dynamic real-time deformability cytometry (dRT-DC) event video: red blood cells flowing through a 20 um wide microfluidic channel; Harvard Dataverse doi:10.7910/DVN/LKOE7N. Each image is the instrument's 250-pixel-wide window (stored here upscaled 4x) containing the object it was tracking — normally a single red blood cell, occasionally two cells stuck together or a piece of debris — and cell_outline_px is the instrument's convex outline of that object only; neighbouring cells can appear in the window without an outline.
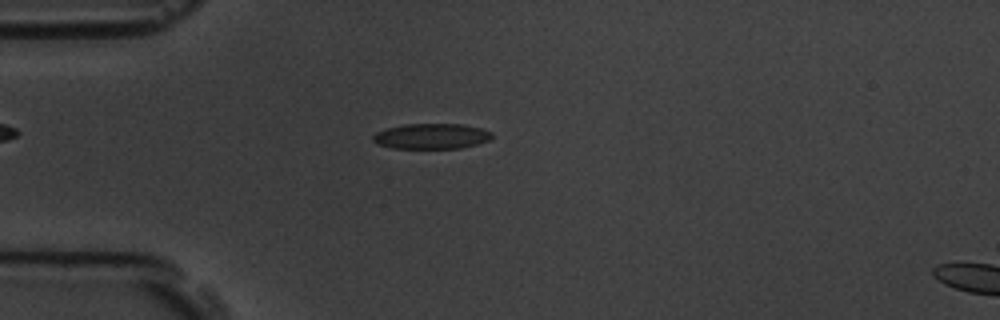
{"species": "common noctule bat (a hibernating species)", "species_latin": "Nyctalus noctula", "temperature_condition": "room temperature", "stored_images_in_passage": 57, "camera_frame_rate_fps": 3000, "um_per_image_px": 0.085, "animal": {"sex": "male", "body_mass_g": 19.5, "forearm_length_mm": 54.6}, "frame": {"image": 1, "passage_image": 15, "time_ms": 4.667, "image_size_px": [1000, 320], "cell_outline_px": [[492, 136], [488, 140], [476, 144], [460, 148], [392, 148], [380, 144], [372, 140], [372, 136], [376, 132], [388, 128], [404, 124], [460, 124], [480, 128], [492, 132]], "centroid_in_image_um": [36.66, 11.57], "position_along_channel_um": 48.3, "area_um2": 17.4}}
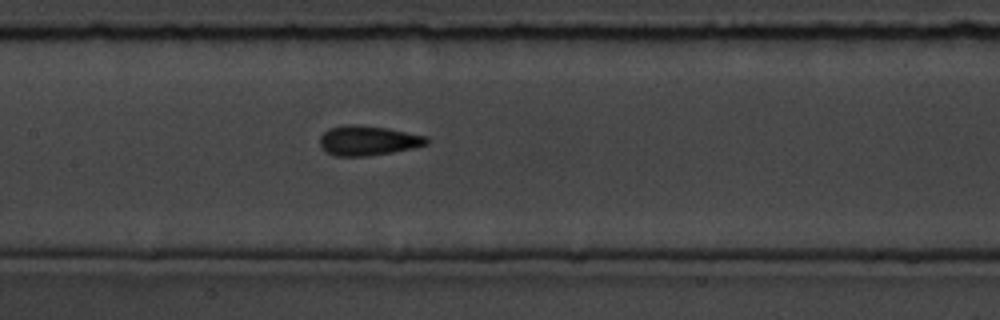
{"frame": {"image": 2, "passage_image": 27, "time_ms": 8.667, "image_size_px": [1000, 320], "cell_outline_px": [[428, 144], [412, 148], [392, 152], [368, 156], [336, 156], [324, 152], [320, 148], [320, 136], [328, 128], [344, 124], [356, 124], [388, 128], [428, 136]], "centroid_in_image_um": [31.24, 11.94], "position_along_channel_um": 176.2, "area_um2": 18.79}}
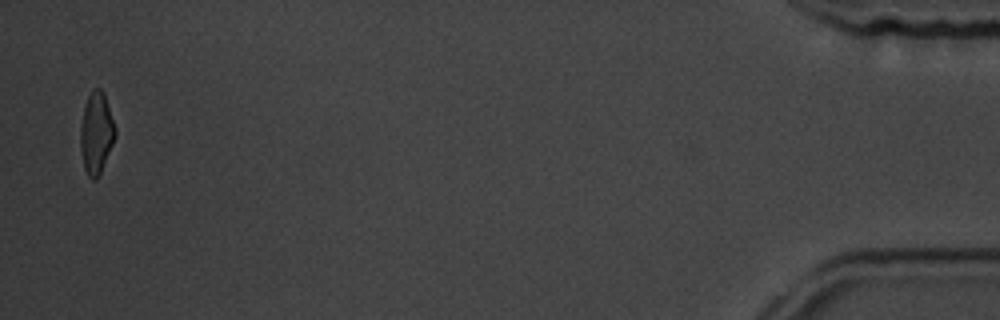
{"frame": {"image": 3, "passage_image": 56, "time_ms": 18.333, "image_size_px": [1000, 320], "cell_outline_px": [[116, 136], [100, 172], [96, 180], [92, 180], [88, 176], [84, 168], [80, 152], [80, 124], [84, 104], [92, 88], [100, 88], [104, 92], [116, 128]], "centroid_in_image_um": [8.17, 11.27], "position_along_channel_um": 427.0, "area_um2": 16.76}, "authors_computed_cell_mechanics": {"area_um2": 17.5712, "velocity_mm_per_s": 3.5423, "shape_relaxation_time_tau1_ms": 3.5112, "shape_relaxation_time_tau2_ms": 2.1582, "deformation_change_tau1": 0.1274, "deformation_change_tau2": 0.0722}}